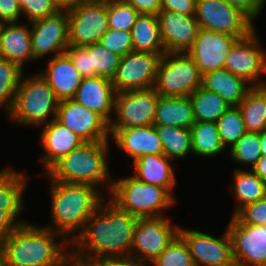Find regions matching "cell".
Instances as JSON below:
<instances>
[{
    "label": "cell",
    "mask_w": 266,
    "mask_h": 266,
    "mask_svg": "<svg viewBox=\"0 0 266 266\" xmlns=\"http://www.w3.org/2000/svg\"><path fill=\"white\" fill-rule=\"evenodd\" d=\"M159 96L154 88L116 93L109 130L153 125Z\"/></svg>",
    "instance_id": "obj_13"
},
{
    "label": "cell",
    "mask_w": 266,
    "mask_h": 266,
    "mask_svg": "<svg viewBox=\"0 0 266 266\" xmlns=\"http://www.w3.org/2000/svg\"><path fill=\"white\" fill-rule=\"evenodd\" d=\"M115 96L116 91L112 80L96 76L82 78L72 99L98 113L110 123L114 115Z\"/></svg>",
    "instance_id": "obj_23"
},
{
    "label": "cell",
    "mask_w": 266,
    "mask_h": 266,
    "mask_svg": "<svg viewBox=\"0 0 266 266\" xmlns=\"http://www.w3.org/2000/svg\"><path fill=\"white\" fill-rule=\"evenodd\" d=\"M82 78L95 77V70H91L90 45L72 46L65 50Z\"/></svg>",
    "instance_id": "obj_45"
},
{
    "label": "cell",
    "mask_w": 266,
    "mask_h": 266,
    "mask_svg": "<svg viewBox=\"0 0 266 266\" xmlns=\"http://www.w3.org/2000/svg\"><path fill=\"white\" fill-rule=\"evenodd\" d=\"M0 167V242L10 236L20 224L28 221L22 218L25 206V191L31 180L25 170L10 164Z\"/></svg>",
    "instance_id": "obj_8"
},
{
    "label": "cell",
    "mask_w": 266,
    "mask_h": 266,
    "mask_svg": "<svg viewBox=\"0 0 266 266\" xmlns=\"http://www.w3.org/2000/svg\"><path fill=\"white\" fill-rule=\"evenodd\" d=\"M133 6L139 14L157 15L161 9L162 0H125Z\"/></svg>",
    "instance_id": "obj_49"
},
{
    "label": "cell",
    "mask_w": 266,
    "mask_h": 266,
    "mask_svg": "<svg viewBox=\"0 0 266 266\" xmlns=\"http://www.w3.org/2000/svg\"><path fill=\"white\" fill-rule=\"evenodd\" d=\"M189 97L195 122H216L231 107L219 94L202 86Z\"/></svg>",
    "instance_id": "obj_33"
},
{
    "label": "cell",
    "mask_w": 266,
    "mask_h": 266,
    "mask_svg": "<svg viewBox=\"0 0 266 266\" xmlns=\"http://www.w3.org/2000/svg\"><path fill=\"white\" fill-rule=\"evenodd\" d=\"M251 170L266 184V156H261Z\"/></svg>",
    "instance_id": "obj_50"
},
{
    "label": "cell",
    "mask_w": 266,
    "mask_h": 266,
    "mask_svg": "<svg viewBox=\"0 0 266 266\" xmlns=\"http://www.w3.org/2000/svg\"><path fill=\"white\" fill-rule=\"evenodd\" d=\"M202 77L187 52L165 53L160 59L153 88L161 96L186 97L202 86Z\"/></svg>",
    "instance_id": "obj_7"
},
{
    "label": "cell",
    "mask_w": 266,
    "mask_h": 266,
    "mask_svg": "<svg viewBox=\"0 0 266 266\" xmlns=\"http://www.w3.org/2000/svg\"><path fill=\"white\" fill-rule=\"evenodd\" d=\"M157 17L165 53L187 52L200 30L195 15L186 16L175 11L160 10Z\"/></svg>",
    "instance_id": "obj_20"
},
{
    "label": "cell",
    "mask_w": 266,
    "mask_h": 266,
    "mask_svg": "<svg viewBox=\"0 0 266 266\" xmlns=\"http://www.w3.org/2000/svg\"><path fill=\"white\" fill-rule=\"evenodd\" d=\"M101 1L109 2V1H120V0H101Z\"/></svg>",
    "instance_id": "obj_55"
},
{
    "label": "cell",
    "mask_w": 266,
    "mask_h": 266,
    "mask_svg": "<svg viewBox=\"0 0 266 266\" xmlns=\"http://www.w3.org/2000/svg\"><path fill=\"white\" fill-rule=\"evenodd\" d=\"M172 217L138 218L130 256L149 266L179 232L180 225Z\"/></svg>",
    "instance_id": "obj_11"
},
{
    "label": "cell",
    "mask_w": 266,
    "mask_h": 266,
    "mask_svg": "<svg viewBox=\"0 0 266 266\" xmlns=\"http://www.w3.org/2000/svg\"><path fill=\"white\" fill-rule=\"evenodd\" d=\"M55 119L84 142L110 141L109 123L73 99L59 101Z\"/></svg>",
    "instance_id": "obj_18"
},
{
    "label": "cell",
    "mask_w": 266,
    "mask_h": 266,
    "mask_svg": "<svg viewBox=\"0 0 266 266\" xmlns=\"http://www.w3.org/2000/svg\"><path fill=\"white\" fill-rule=\"evenodd\" d=\"M0 266H8L2 243L0 242Z\"/></svg>",
    "instance_id": "obj_53"
},
{
    "label": "cell",
    "mask_w": 266,
    "mask_h": 266,
    "mask_svg": "<svg viewBox=\"0 0 266 266\" xmlns=\"http://www.w3.org/2000/svg\"><path fill=\"white\" fill-rule=\"evenodd\" d=\"M221 235L208 231L179 227L178 234L186 242L195 266H236L231 236L225 227Z\"/></svg>",
    "instance_id": "obj_14"
},
{
    "label": "cell",
    "mask_w": 266,
    "mask_h": 266,
    "mask_svg": "<svg viewBox=\"0 0 266 266\" xmlns=\"http://www.w3.org/2000/svg\"><path fill=\"white\" fill-rule=\"evenodd\" d=\"M260 38L258 29H254L247 37L238 39L230 48L224 64V69L252 87L266 85V48Z\"/></svg>",
    "instance_id": "obj_9"
},
{
    "label": "cell",
    "mask_w": 266,
    "mask_h": 266,
    "mask_svg": "<svg viewBox=\"0 0 266 266\" xmlns=\"http://www.w3.org/2000/svg\"><path fill=\"white\" fill-rule=\"evenodd\" d=\"M195 18L201 29L222 32L238 39L247 37L257 28L226 0H196Z\"/></svg>",
    "instance_id": "obj_12"
},
{
    "label": "cell",
    "mask_w": 266,
    "mask_h": 266,
    "mask_svg": "<svg viewBox=\"0 0 266 266\" xmlns=\"http://www.w3.org/2000/svg\"><path fill=\"white\" fill-rule=\"evenodd\" d=\"M30 30L34 63L64 53L69 46L68 10L30 22Z\"/></svg>",
    "instance_id": "obj_15"
},
{
    "label": "cell",
    "mask_w": 266,
    "mask_h": 266,
    "mask_svg": "<svg viewBox=\"0 0 266 266\" xmlns=\"http://www.w3.org/2000/svg\"><path fill=\"white\" fill-rule=\"evenodd\" d=\"M218 133L226 150L231 148L245 133V124L241 111L231 106L217 121Z\"/></svg>",
    "instance_id": "obj_37"
},
{
    "label": "cell",
    "mask_w": 266,
    "mask_h": 266,
    "mask_svg": "<svg viewBox=\"0 0 266 266\" xmlns=\"http://www.w3.org/2000/svg\"><path fill=\"white\" fill-rule=\"evenodd\" d=\"M149 266H195L184 239L177 234Z\"/></svg>",
    "instance_id": "obj_38"
},
{
    "label": "cell",
    "mask_w": 266,
    "mask_h": 266,
    "mask_svg": "<svg viewBox=\"0 0 266 266\" xmlns=\"http://www.w3.org/2000/svg\"><path fill=\"white\" fill-rule=\"evenodd\" d=\"M132 176L146 184L165 188L175 199L174 188L178 185L173 161L165 154H146L133 161ZM134 167V168H133Z\"/></svg>",
    "instance_id": "obj_25"
},
{
    "label": "cell",
    "mask_w": 266,
    "mask_h": 266,
    "mask_svg": "<svg viewBox=\"0 0 266 266\" xmlns=\"http://www.w3.org/2000/svg\"><path fill=\"white\" fill-rule=\"evenodd\" d=\"M226 228L236 266H266V225L239 223L231 216Z\"/></svg>",
    "instance_id": "obj_17"
},
{
    "label": "cell",
    "mask_w": 266,
    "mask_h": 266,
    "mask_svg": "<svg viewBox=\"0 0 266 266\" xmlns=\"http://www.w3.org/2000/svg\"><path fill=\"white\" fill-rule=\"evenodd\" d=\"M68 10L69 45L87 46L100 42L109 30L108 2L79 0Z\"/></svg>",
    "instance_id": "obj_10"
},
{
    "label": "cell",
    "mask_w": 266,
    "mask_h": 266,
    "mask_svg": "<svg viewBox=\"0 0 266 266\" xmlns=\"http://www.w3.org/2000/svg\"><path fill=\"white\" fill-rule=\"evenodd\" d=\"M42 176L48 180L50 195V223L43 226L61 234L71 244L106 196L88 184L64 183L51 180L46 174Z\"/></svg>",
    "instance_id": "obj_3"
},
{
    "label": "cell",
    "mask_w": 266,
    "mask_h": 266,
    "mask_svg": "<svg viewBox=\"0 0 266 266\" xmlns=\"http://www.w3.org/2000/svg\"><path fill=\"white\" fill-rule=\"evenodd\" d=\"M44 69L37 70L61 101L72 99L77 92L82 77L66 52L46 59Z\"/></svg>",
    "instance_id": "obj_24"
},
{
    "label": "cell",
    "mask_w": 266,
    "mask_h": 266,
    "mask_svg": "<svg viewBox=\"0 0 266 266\" xmlns=\"http://www.w3.org/2000/svg\"><path fill=\"white\" fill-rule=\"evenodd\" d=\"M59 9H70L79 0H52Z\"/></svg>",
    "instance_id": "obj_51"
},
{
    "label": "cell",
    "mask_w": 266,
    "mask_h": 266,
    "mask_svg": "<svg viewBox=\"0 0 266 266\" xmlns=\"http://www.w3.org/2000/svg\"><path fill=\"white\" fill-rule=\"evenodd\" d=\"M133 51L165 53L157 15L139 14L131 30Z\"/></svg>",
    "instance_id": "obj_31"
},
{
    "label": "cell",
    "mask_w": 266,
    "mask_h": 266,
    "mask_svg": "<svg viewBox=\"0 0 266 266\" xmlns=\"http://www.w3.org/2000/svg\"><path fill=\"white\" fill-rule=\"evenodd\" d=\"M164 54L131 51L122 56L112 79L116 93L153 88L158 65Z\"/></svg>",
    "instance_id": "obj_16"
},
{
    "label": "cell",
    "mask_w": 266,
    "mask_h": 266,
    "mask_svg": "<svg viewBox=\"0 0 266 266\" xmlns=\"http://www.w3.org/2000/svg\"><path fill=\"white\" fill-rule=\"evenodd\" d=\"M1 243L8 266L72 264L71 244L61 234L30 220L20 223Z\"/></svg>",
    "instance_id": "obj_2"
},
{
    "label": "cell",
    "mask_w": 266,
    "mask_h": 266,
    "mask_svg": "<svg viewBox=\"0 0 266 266\" xmlns=\"http://www.w3.org/2000/svg\"><path fill=\"white\" fill-rule=\"evenodd\" d=\"M239 223L266 225V195L243 206L234 216Z\"/></svg>",
    "instance_id": "obj_44"
},
{
    "label": "cell",
    "mask_w": 266,
    "mask_h": 266,
    "mask_svg": "<svg viewBox=\"0 0 266 266\" xmlns=\"http://www.w3.org/2000/svg\"><path fill=\"white\" fill-rule=\"evenodd\" d=\"M23 74L12 109L6 116L12 124L38 128L56 118L59 100L48 82L37 71Z\"/></svg>",
    "instance_id": "obj_5"
},
{
    "label": "cell",
    "mask_w": 266,
    "mask_h": 266,
    "mask_svg": "<svg viewBox=\"0 0 266 266\" xmlns=\"http://www.w3.org/2000/svg\"><path fill=\"white\" fill-rule=\"evenodd\" d=\"M138 11L125 0L108 2L109 29L131 32Z\"/></svg>",
    "instance_id": "obj_40"
},
{
    "label": "cell",
    "mask_w": 266,
    "mask_h": 266,
    "mask_svg": "<svg viewBox=\"0 0 266 266\" xmlns=\"http://www.w3.org/2000/svg\"><path fill=\"white\" fill-rule=\"evenodd\" d=\"M71 263V266H147L144 262L132 256H71Z\"/></svg>",
    "instance_id": "obj_41"
},
{
    "label": "cell",
    "mask_w": 266,
    "mask_h": 266,
    "mask_svg": "<svg viewBox=\"0 0 266 266\" xmlns=\"http://www.w3.org/2000/svg\"><path fill=\"white\" fill-rule=\"evenodd\" d=\"M191 129L192 156L209 160L225 154L216 122H195Z\"/></svg>",
    "instance_id": "obj_30"
},
{
    "label": "cell",
    "mask_w": 266,
    "mask_h": 266,
    "mask_svg": "<svg viewBox=\"0 0 266 266\" xmlns=\"http://www.w3.org/2000/svg\"><path fill=\"white\" fill-rule=\"evenodd\" d=\"M110 144L114 145L111 141L83 142L45 174L54 181L94 186L108 197L114 179Z\"/></svg>",
    "instance_id": "obj_4"
},
{
    "label": "cell",
    "mask_w": 266,
    "mask_h": 266,
    "mask_svg": "<svg viewBox=\"0 0 266 266\" xmlns=\"http://www.w3.org/2000/svg\"><path fill=\"white\" fill-rule=\"evenodd\" d=\"M39 145L43 149L39 163L42 166L41 174H45L62 157L79 147L84 141L69 128L56 119L40 126Z\"/></svg>",
    "instance_id": "obj_21"
},
{
    "label": "cell",
    "mask_w": 266,
    "mask_h": 266,
    "mask_svg": "<svg viewBox=\"0 0 266 266\" xmlns=\"http://www.w3.org/2000/svg\"><path fill=\"white\" fill-rule=\"evenodd\" d=\"M25 71L19 64L0 57V112L4 111L5 116L12 109L15 93Z\"/></svg>",
    "instance_id": "obj_35"
},
{
    "label": "cell",
    "mask_w": 266,
    "mask_h": 266,
    "mask_svg": "<svg viewBox=\"0 0 266 266\" xmlns=\"http://www.w3.org/2000/svg\"><path fill=\"white\" fill-rule=\"evenodd\" d=\"M260 135V143H261V153L262 156H266V131H262L259 133Z\"/></svg>",
    "instance_id": "obj_52"
},
{
    "label": "cell",
    "mask_w": 266,
    "mask_h": 266,
    "mask_svg": "<svg viewBox=\"0 0 266 266\" xmlns=\"http://www.w3.org/2000/svg\"><path fill=\"white\" fill-rule=\"evenodd\" d=\"M3 25H4V22L0 20V33H1Z\"/></svg>",
    "instance_id": "obj_54"
},
{
    "label": "cell",
    "mask_w": 266,
    "mask_h": 266,
    "mask_svg": "<svg viewBox=\"0 0 266 266\" xmlns=\"http://www.w3.org/2000/svg\"><path fill=\"white\" fill-rule=\"evenodd\" d=\"M232 181L226 186L233 198L234 216L243 206L256 202L266 195V184L251 169H233Z\"/></svg>",
    "instance_id": "obj_27"
},
{
    "label": "cell",
    "mask_w": 266,
    "mask_h": 266,
    "mask_svg": "<svg viewBox=\"0 0 266 266\" xmlns=\"http://www.w3.org/2000/svg\"><path fill=\"white\" fill-rule=\"evenodd\" d=\"M196 0H162L160 10H170L182 15H195Z\"/></svg>",
    "instance_id": "obj_48"
},
{
    "label": "cell",
    "mask_w": 266,
    "mask_h": 266,
    "mask_svg": "<svg viewBox=\"0 0 266 266\" xmlns=\"http://www.w3.org/2000/svg\"><path fill=\"white\" fill-rule=\"evenodd\" d=\"M99 43L121 57L133 51L131 32L124 30L109 29Z\"/></svg>",
    "instance_id": "obj_42"
},
{
    "label": "cell",
    "mask_w": 266,
    "mask_h": 266,
    "mask_svg": "<svg viewBox=\"0 0 266 266\" xmlns=\"http://www.w3.org/2000/svg\"><path fill=\"white\" fill-rule=\"evenodd\" d=\"M246 132L261 133L266 127V85L252 87L237 106Z\"/></svg>",
    "instance_id": "obj_32"
},
{
    "label": "cell",
    "mask_w": 266,
    "mask_h": 266,
    "mask_svg": "<svg viewBox=\"0 0 266 266\" xmlns=\"http://www.w3.org/2000/svg\"><path fill=\"white\" fill-rule=\"evenodd\" d=\"M22 21L32 22L56 13L59 8L52 0H19ZM24 17V18H23Z\"/></svg>",
    "instance_id": "obj_43"
},
{
    "label": "cell",
    "mask_w": 266,
    "mask_h": 266,
    "mask_svg": "<svg viewBox=\"0 0 266 266\" xmlns=\"http://www.w3.org/2000/svg\"><path fill=\"white\" fill-rule=\"evenodd\" d=\"M108 198L136 218L172 216L169 210L178 203L165 188L146 184L131 174L114 177Z\"/></svg>",
    "instance_id": "obj_6"
},
{
    "label": "cell",
    "mask_w": 266,
    "mask_h": 266,
    "mask_svg": "<svg viewBox=\"0 0 266 266\" xmlns=\"http://www.w3.org/2000/svg\"><path fill=\"white\" fill-rule=\"evenodd\" d=\"M227 151H229L227 152L228 158L234 164L240 165L235 167V169H252L262 156L260 135L258 133L246 132Z\"/></svg>",
    "instance_id": "obj_36"
},
{
    "label": "cell",
    "mask_w": 266,
    "mask_h": 266,
    "mask_svg": "<svg viewBox=\"0 0 266 266\" xmlns=\"http://www.w3.org/2000/svg\"><path fill=\"white\" fill-rule=\"evenodd\" d=\"M0 20L4 23L22 21V11L19 0H0Z\"/></svg>",
    "instance_id": "obj_47"
},
{
    "label": "cell",
    "mask_w": 266,
    "mask_h": 266,
    "mask_svg": "<svg viewBox=\"0 0 266 266\" xmlns=\"http://www.w3.org/2000/svg\"><path fill=\"white\" fill-rule=\"evenodd\" d=\"M161 139L164 154L175 161L192 155L191 129L174 126L154 125Z\"/></svg>",
    "instance_id": "obj_34"
},
{
    "label": "cell",
    "mask_w": 266,
    "mask_h": 266,
    "mask_svg": "<svg viewBox=\"0 0 266 266\" xmlns=\"http://www.w3.org/2000/svg\"><path fill=\"white\" fill-rule=\"evenodd\" d=\"M0 57L26 68L33 63L30 22L4 23L0 33Z\"/></svg>",
    "instance_id": "obj_26"
},
{
    "label": "cell",
    "mask_w": 266,
    "mask_h": 266,
    "mask_svg": "<svg viewBox=\"0 0 266 266\" xmlns=\"http://www.w3.org/2000/svg\"><path fill=\"white\" fill-rule=\"evenodd\" d=\"M195 123L190 97L159 96L153 125L190 129Z\"/></svg>",
    "instance_id": "obj_29"
},
{
    "label": "cell",
    "mask_w": 266,
    "mask_h": 266,
    "mask_svg": "<svg viewBox=\"0 0 266 266\" xmlns=\"http://www.w3.org/2000/svg\"><path fill=\"white\" fill-rule=\"evenodd\" d=\"M137 219L106 197L71 243V256H130Z\"/></svg>",
    "instance_id": "obj_1"
},
{
    "label": "cell",
    "mask_w": 266,
    "mask_h": 266,
    "mask_svg": "<svg viewBox=\"0 0 266 266\" xmlns=\"http://www.w3.org/2000/svg\"><path fill=\"white\" fill-rule=\"evenodd\" d=\"M109 132L110 141L132 162L146 154H164L161 139L154 125L109 130Z\"/></svg>",
    "instance_id": "obj_22"
},
{
    "label": "cell",
    "mask_w": 266,
    "mask_h": 266,
    "mask_svg": "<svg viewBox=\"0 0 266 266\" xmlns=\"http://www.w3.org/2000/svg\"><path fill=\"white\" fill-rule=\"evenodd\" d=\"M202 87L219 94L231 106H238L252 86L226 69L205 73Z\"/></svg>",
    "instance_id": "obj_28"
},
{
    "label": "cell",
    "mask_w": 266,
    "mask_h": 266,
    "mask_svg": "<svg viewBox=\"0 0 266 266\" xmlns=\"http://www.w3.org/2000/svg\"><path fill=\"white\" fill-rule=\"evenodd\" d=\"M237 40L235 36L200 28L187 53L204 75L211 71L224 69L228 52Z\"/></svg>",
    "instance_id": "obj_19"
},
{
    "label": "cell",
    "mask_w": 266,
    "mask_h": 266,
    "mask_svg": "<svg viewBox=\"0 0 266 266\" xmlns=\"http://www.w3.org/2000/svg\"><path fill=\"white\" fill-rule=\"evenodd\" d=\"M230 5L244 13L255 25L262 18L266 0H226Z\"/></svg>",
    "instance_id": "obj_46"
},
{
    "label": "cell",
    "mask_w": 266,
    "mask_h": 266,
    "mask_svg": "<svg viewBox=\"0 0 266 266\" xmlns=\"http://www.w3.org/2000/svg\"><path fill=\"white\" fill-rule=\"evenodd\" d=\"M121 56L107 50L100 43L90 44L91 70H95V77L101 76L113 79L118 69Z\"/></svg>",
    "instance_id": "obj_39"
}]
</instances>
